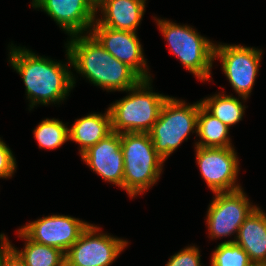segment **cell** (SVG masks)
<instances>
[{"label":"cell","instance_id":"6da1fadb","mask_svg":"<svg viewBox=\"0 0 266 266\" xmlns=\"http://www.w3.org/2000/svg\"><path fill=\"white\" fill-rule=\"evenodd\" d=\"M71 38L66 50L68 61L94 85L127 92L142 80L131 67L107 52L90 33Z\"/></svg>","mask_w":266,"mask_h":266},{"label":"cell","instance_id":"7a4b0ae2","mask_svg":"<svg viewBox=\"0 0 266 266\" xmlns=\"http://www.w3.org/2000/svg\"><path fill=\"white\" fill-rule=\"evenodd\" d=\"M14 47L11 45L9 60L22 76L30 108L40 103L46 105L64 100L75 84L67 65L37 56L25 48Z\"/></svg>","mask_w":266,"mask_h":266},{"label":"cell","instance_id":"3957f363","mask_svg":"<svg viewBox=\"0 0 266 266\" xmlns=\"http://www.w3.org/2000/svg\"><path fill=\"white\" fill-rule=\"evenodd\" d=\"M150 81V79H142L128 90L131 94L108 108L113 132L121 134L151 131L169 96L151 92Z\"/></svg>","mask_w":266,"mask_h":266},{"label":"cell","instance_id":"277c9868","mask_svg":"<svg viewBox=\"0 0 266 266\" xmlns=\"http://www.w3.org/2000/svg\"><path fill=\"white\" fill-rule=\"evenodd\" d=\"M124 159L123 190L130 197L143 193L160 177L163 159L149 133H121Z\"/></svg>","mask_w":266,"mask_h":266},{"label":"cell","instance_id":"5b68a950","mask_svg":"<svg viewBox=\"0 0 266 266\" xmlns=\"http://www.w3.org/2000/svg\"><path fill=\"white\" fill-rule=\"evenodd\" d=\"M156 20L160 31L168 41L170 51L178 56L184 67L198 79L209 80L212 61L215 59V45L188 25Z\"/></svg>","mask_w":266,"mask_h":266},{"label":"cell","instance_id":"8992f818","mask_svg":"<svg viewBox=\"0 0 266 266\" xmlns=\"http://www.w3.org/2000/svg\"><path fill=\"white\" fill-rule=\"evenodd\" d=\"M199 102L185 105L174 97H168L162 106L159 118L153 124L150 137L154 149L165 161L190 132L197 131Z\"/></svg>","mask_w":266,"mask_h":266},{"label":"cell","instance_id":"52a82bcc","mask_svg":"<svg viewBox=\"0 0 266 266\" xmlns=\"http://www.w3.org/2000/svg\"><path fill=\"white\" fill-rule=\"evenodd\" d=\"M89 224L80 238L65 253L67 266H110L128 242L107 234Z\"/></svg>","mask_w":266,"mask_h":266},{"label":"cell","instance_id":"ba28073f","mask_svg":"<svg viewBox=\"0 0 266 266\" xmlns=\"http://www.w3.org/2000/svg\"><path fill=\"white\" fill-rule=\"evenodd\" d=\"M262 51L242 45H215L214 58H220L222 69L234 90L246 100L251 93Z\"/></svg>","mask_w":266,"mask_h":266},{"label":"cell","instance_id":"9c48e42d","mask_svg":"<svg viewBox=\"0 0 266 266\" xmlns=\"http://www.w3.org/2000/svg\"><path fill=\"white\" fill-rule=\"evenodd\" d=\"M214 194L216 195L209 205L206 218L210 237L221 238L238 233L240 226L256 206L250 205L242 188Z\"/></svg>","mask_w":266,"mask_h":266},{"label":"cell","instance_id":"30bf717a","mask_svg":"<svg viewBox=\"0 0 266 266\" xmlns=\"http://www.w3.org/2000/svg\"><path fill=\"white\" fill-rule=\"evenodd\" d=\"M233 147L211 148L196 146V159L201 175L214 193L234 191L239 161Z\"/></svg>","mask_w":266,"mask_h":266},{"label":"cell","instance_id":"8fae6325","mask_svg":"<svg viewBox=\"0 0 266 266\" xmlns=\"http://www.w3.org/2000/svg\"><path fill=\"white\" fill-rule=\"evenodd\" d=\"M88 226L87 222L78 218L52 215L31 222L19 230L32 241L66 253Z\"/></svg>","mask_w":266,"mask_h":266},{"label":"cell","instance_id":"7c38bea8","mask_svg":"<svg viewBox=\"0 0 266 266\" xmlns=\"http://www.w3.org/2000/svg\"><path fill=\"white\" fill-rule=\"evenodd\" d=\"M92 27L90 34L107 52L131 67L142 79L151 78L147 74L146 59L135 32L114 30L100 25L97 21Z\"/></svg>","mask_w":266,"mask_h":266},{"label":"cell","instance_id":"4fadbf2b","mask_svg":"<svg viewBox=\"0 0 266 266\" xmlns=\"http://www.w3.org/2000/svg\"><path fill=\"white\" fill-rule=\"evenodd\" d=\"M32 4L43 9L70 36L87 31L96 21L93 0H35Z\"/></svg>","mask_w":266,"mask_h":266},{"label":"cell","instance_id":"5bb4252c","mask_svg":"<svg viewBox=\"0 0 266 266\" xmlns=\"http://www.w3.org/2000/svg\"><path fill=\"white\" fill-rule=\"evenodd\" d=\"M82 160L105 181L123 189L124 159L121 134L112 132L82 155Z\"/></svg>","mask_w":266,"mask_h":266},{"label":"cell","instance_id":"9a60e30c","mask_svg":"<svg viewBox=\"0 0 266 266\" xmlns=\"http://www.w3.org/2000/svg\"><path fill=\"white\" fill-rule=\"evenodd\" d=\"M235 242L249 255L254 266H266V214L256 207L245 219L236 234Z\"/></svg>","mask_w":266,"mask_h":266},{"label":"cell","instance_id":"2e32d148","mask_svg":"<svg viewBox=\"0 0 266 266\" xmlns=\"http://www.w3.org/2000/svg\"><path fill=\"white\" fill-rule=\"evenodd\" d=\"M146 0H100L96 8H101L103 18L96 21L114 30L136 33L144 15Z\"/></svg>","mask_w":266,"mask_h":266},{"label":"cell","instance_id":"e0dca14e","mask_svg":"<svg viewBox=\"0 0 266 266\" xmlns=\"http://www.w3.org/2000/svg\"><path fill=\"white\" fill-rule=\"evenodd\" d=\"M112 132L111 115L108 109L104 115L93 113L77 119L69 129V139L80 144L82 155Z\"/></svg>","mask_w":266,"mask_h":266},{"label":"cell","instance_id":"ac0fdd59","mask_svg":"<svg viewBox=\"0 0 266 266\" xmlns=\"http://www.w3.org/2000/svg\"><path fill=\"white\" fill-rule=\"evenodd\" d=\"M229 128L211 115L199 102L196 133L201 138L198 147L227 148L232 147L228 137Z\"/></svg>","mask_w":266,"mask_h":266},{"label":"cell","instance_id":"d6986e66","mask_svg":"<svg viewBox=\"0 0 266 266\" xmlns=\"http://www.w3.org/2000/svg\"><path fill=\"white\" fill-rule=\"evenodd\" d=\"M19 236L26 240L23 251L13 249L24 260L26 266H64L65 253L58 248L28 239L20 230Z\"/></svg>","mask_w":266,"mask_h":266},{"label":"cell","instance_id":"ffe728a7","mask_svg":"<svg viewBox=\"0 0 266 266\" xmlns=\"http://www.w3.org/2000/svg\"><path fill=\"white\" fill-rule=\"evenodd\" d=\"M201 104L228 128L242 119L244 108H246L239 99L229 95H220V93L202 100Z\"/></svg>","mask_w":266,"mask_h":266},{"label":"cell","instance_id":"44dd1931","mask_svg":"<svg viewBox=\"0 0 266 266\" xmlns=\"http://www.w3.org/2000/svg\"><path fill=\"white\" fill-rule=\"evenodd\" d=\"M39 148L50 150L60 147L69 139V128L58 119H45L34 129Z\"/></svg>","mask_w":266,"mask_h":266},{"label":"cell","instance_id":"7402d4cb","mask_svg":"<svg viewBox=\"0 0 266 266\" xmlns=\"http://www.w3.org/2000/svg\"><path fill=\"white\" fill-rule=\"evenodd\" d=\"M211 266H254L249 255L235 242H222L214 250Z\"/></svg>","mask_w":266,"mask_h":266},{"label":"cell","instance_id":"603a6c76","mask_svg":"<svg viewBox=\"0 0 266 266\" xmlns=\"http://www.w3.org/2000/svg\"><path fill=\"white\" fill-rule=\"evenodd\" d=\"M200 257L197 247H187L173 255L166 266H201Z\"/></svg>","mask_w":266,"mask_h":266},{"label":"cell","instance_id":"cb8c5ba5","mask_svg":"<svg viewBox=\"0 0 266 266\" xmlns=\"http://www.w3.org/2000/svg\"><path fill=\"white\" fill-rule=\"evenodd\" d=\"M15 169V158L10 148L0 139V178L11 177Z\"/></svg>","mask_w":266,"mask_h":266},{"label":"cell","instance_id":"d4e9b609","mask_svg":"<svg viewBox=\"0 0 266 266\" xmlns=\"http://www.w3.org/2000/svg\"><path fill=\"white\" fill-rule=\"evenodd\" d=\"M2 266H26L24 260L12 249L6 256Z\"/></svg>","mask_w":266,"mask_h":266},{"label":"cell","instance_id":"484cf974","mask_svg":"<svg viewBox=\"0 0 266 266\" xmlns=\"http://www.w3.org/2000/svg\"><path fill=\"white\" fill-rule=\"evenodd\" d=\"M0 240V266H2L7 254L13 249V246L9 243L4 234H0Z\"/></svg>","mask_w":266,"mask_h":266},{"label":"cell","instance_id":"4316f807","mask_svg":"<svg viewBox=\"0 0 266 266\" xmlns=\"http://www.w3.org/2000/svg\"><path fill=\"white\" fill-rule=\"evenodd\" d=\"M99 1H100V0H93V2H94L95 4H97Z\"/></svg>","mask_w":266,"mask_h":266}]
</instances>
